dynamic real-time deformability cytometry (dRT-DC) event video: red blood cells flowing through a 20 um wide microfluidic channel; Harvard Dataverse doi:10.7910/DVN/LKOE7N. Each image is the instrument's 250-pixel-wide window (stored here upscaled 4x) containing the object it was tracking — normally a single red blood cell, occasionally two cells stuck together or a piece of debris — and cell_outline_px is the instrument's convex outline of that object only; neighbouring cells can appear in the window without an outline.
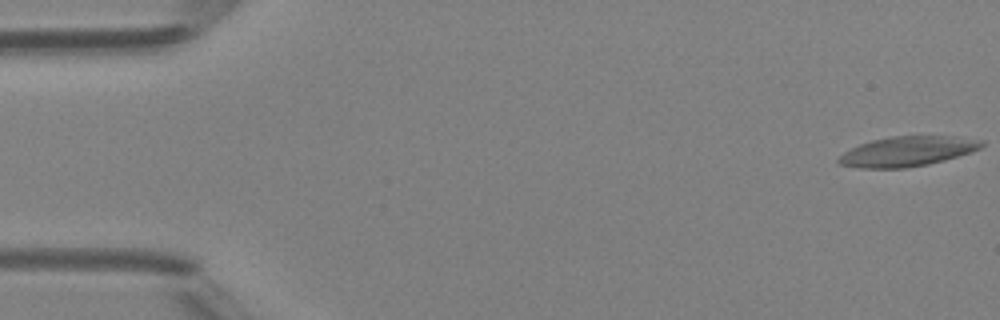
{"species": "Egyptian fruit bat (a non-hibernating species)", "species_latin": "Rousettus aegyptiacus", "temperature_condition": "room temperature", "stored_images_in_passage": 6, "camera_frame_rate_fps": 3000, "um_per_image_px": 0.085, "animal": {"sex": "female"}, "frame": {"image": 1, "passage_image": 1, "time_ms": 0.0, "image_size_px": [1000, 320], "cell_outline_px": [[984, 144], [980, 148], [972, 152], [944, 160], [928, 164], [904, 168], [860, 168], [840, 164], [836, 160], [844, 152], [860, 144], [872, 140], [892, 136], [952, 136], [984, 140]], "centroid_in_image_um": [77.14, 12.86], "position_along_channel_um": 7.9, "area_um2": 24.8}}